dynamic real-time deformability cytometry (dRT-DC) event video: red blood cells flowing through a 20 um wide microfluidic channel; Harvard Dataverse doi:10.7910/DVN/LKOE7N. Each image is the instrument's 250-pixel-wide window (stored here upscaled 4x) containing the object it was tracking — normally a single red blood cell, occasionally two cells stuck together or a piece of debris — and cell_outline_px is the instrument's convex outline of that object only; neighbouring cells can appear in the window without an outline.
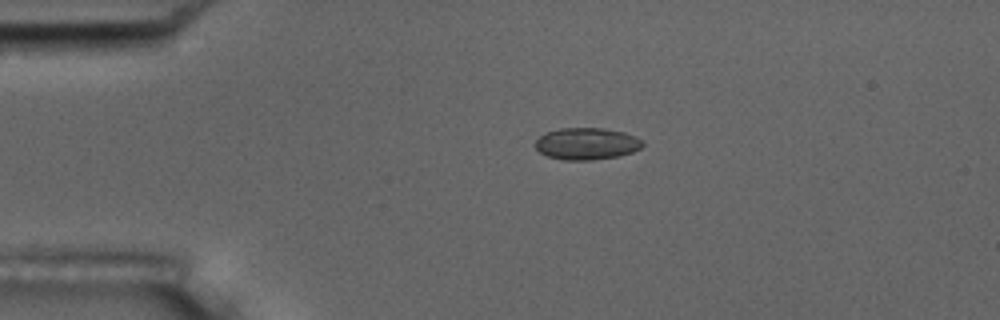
{"species": "common noctule bat (a hibernating species)", "species_latin": "Nyctalus noctula", "temperature_condition": "room temperature", "stored_images_in_passage": 3, "camera_frame_rate_fps": 3000, "um_per_image_px": 0.085, "animal": {"sex": "male", "body_mass_g": 17.5, "forearm_length_mm": 52.3}, "frame": {"image": 1, "passage_image": 2, "time_ms": 1.333, "image_size_px": [1000, 320], "cell_outline_px": [[644, 144], [640, 148], [632, 152], [620, 156], [592, 160], [564, 160], [548, 156], [540, 152], [536, 148], [536, 140], [540, 136], [548, 132], [560, 128], [604, 128], [624, 132], [636, 136], [644, 140]], "centroid_in_image_um": [49.91, 12.21], "position_along_channel_um": 35.1, "area_um2": 20.0}}